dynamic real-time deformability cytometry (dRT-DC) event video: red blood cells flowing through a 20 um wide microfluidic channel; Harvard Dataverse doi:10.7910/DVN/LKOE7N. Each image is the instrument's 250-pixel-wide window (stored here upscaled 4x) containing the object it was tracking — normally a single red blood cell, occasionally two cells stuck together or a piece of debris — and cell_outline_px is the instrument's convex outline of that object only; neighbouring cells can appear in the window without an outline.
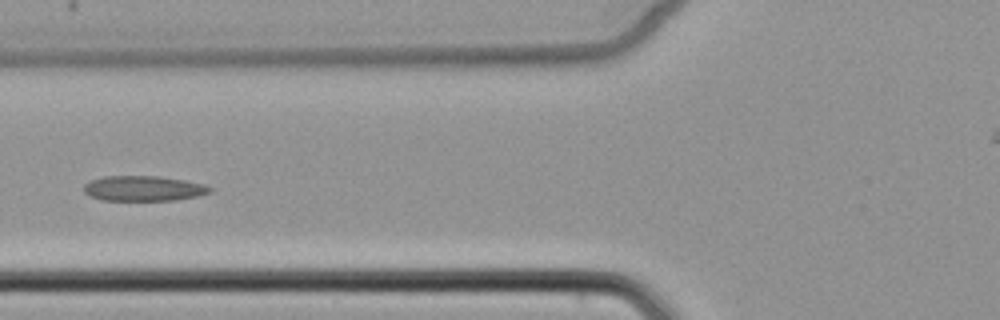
{"species": "common noctule bat (a hibernating species)", "species_latin": "Nyctalus noctula", "temperature_condition": "cold", "stored_images_in_passage": 6, "camera_frame_rate_fps": 3000, "um_per_image_px": 0.085, "animal": {"sex": "female", "body_mass_g": 22.7, "forearm_length_mm": 54.2}, "frame": {"image": 1, "passage_image": 6, "time_ms": 7.0, "image_size_px": [1000, 320], "cell_outline_px": [[212, 192], [196, 196], [176, 200], [104, 200], [92, 196], [84, 192], [84, 184], [88, 180], [104, 176], [160, 176], [184, 180], [204, 184], [212, 188]], "centroid_in_image_um": [12.2, 16.0], "position_along_channel_um": 113.6, "area_um2": 18.5}}